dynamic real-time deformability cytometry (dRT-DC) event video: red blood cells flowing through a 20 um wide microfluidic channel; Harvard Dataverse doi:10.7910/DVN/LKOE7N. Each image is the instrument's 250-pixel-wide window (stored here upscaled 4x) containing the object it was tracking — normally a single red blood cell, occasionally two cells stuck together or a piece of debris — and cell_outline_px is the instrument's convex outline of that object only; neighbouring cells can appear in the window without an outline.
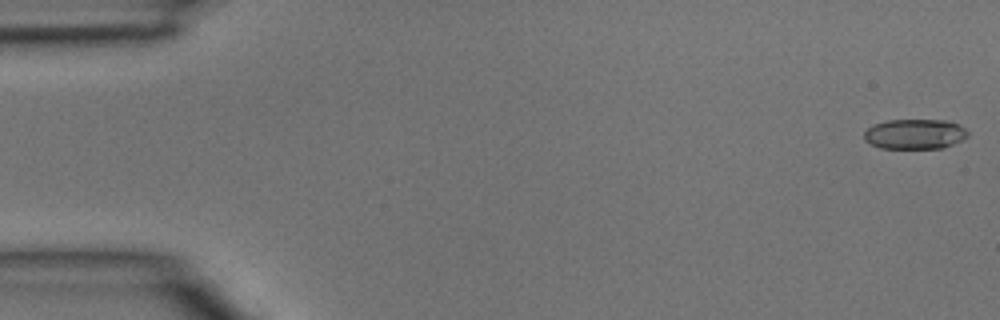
{"species": "common noctule bat (a hibernating species)", "species_latin": "Nyctalus noctula", "temperature_condition": "room temperature", "stored_images_in_passage": 12, "camera_frame_rate_fps": 3000, "um_per_image_px": 0.085, "animal": {"sex": "male", "body_mass_g": 15.6}, "frame": {"image": 1, "passage_image": 1, "time_ms": 0.0, "image_size_px": [1000, 320], "cell_outline_px": [[968, 136], [964, 140], [944, 148], [880, 148], [864, 140], [864, 132], [872, 124], [888, 120], [944, 120], [960, 124], [968, 132]], "centroid_in_image_um": [77.78, 11.39], "position_along_channel_um": 7.2, "area_um2": 18.32}}